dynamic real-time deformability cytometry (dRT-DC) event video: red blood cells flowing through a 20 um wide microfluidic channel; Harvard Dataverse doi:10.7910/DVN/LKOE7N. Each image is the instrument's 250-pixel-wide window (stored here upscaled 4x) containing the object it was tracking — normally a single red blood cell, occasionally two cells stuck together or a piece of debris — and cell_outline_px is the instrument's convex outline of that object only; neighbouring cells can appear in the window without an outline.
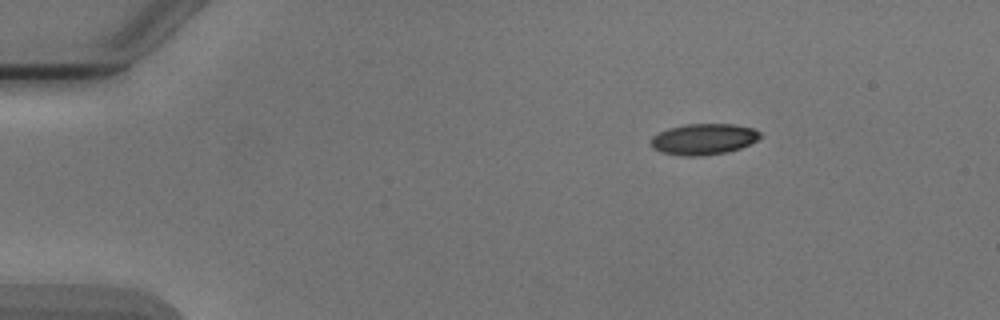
{"species": "Egyptian fruit bat (a non-hibernating species)", "species_latin": "Rousettus aegyptiacus", "temperature_condition": "cold", "stored_images_in_passage": 4, "camera_frame_rate_fps": 3000, "um_per_image_px": 0.085, "animal": {"sex": "male"}, "frame": {"image": 1, "passage_image": 1, "time_ms": 0.0, "image_size_px": [1000, 320], "cell_outline_px": [[760, 136], [756, 140], [740, 148], [728, 152], [704, 156], [684, 156], [660, 152], [652, 148], [652, 136], [668, 128], [688, 124], [736, 124], [752, 128], [760, 132]], "centroid_in_image_um": [59.8, 11.83], "position_along_channel_um": 25.2, "area_um2": 19.71}}
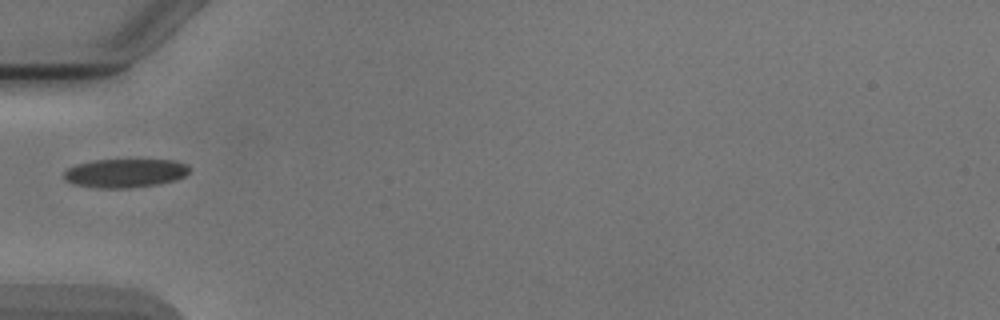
{"frame": {"image": 2, "passage_image": 4, "time_ms": 3.333, "image_size_px": [1000, 320], "cell_outline_px": [[188, 172], [184, 176], [176, 180], [160, 184], [128, 188], [96, 188], [72, 184], [64, 180], [64, 172], [68, 168], [76, 164], [96, 160], [172, 160], [188, 164]], "centroid_in_image_um": [10.61, 14.72], "position_along_channel_um": 74.4, "area_um2": 21.1}}